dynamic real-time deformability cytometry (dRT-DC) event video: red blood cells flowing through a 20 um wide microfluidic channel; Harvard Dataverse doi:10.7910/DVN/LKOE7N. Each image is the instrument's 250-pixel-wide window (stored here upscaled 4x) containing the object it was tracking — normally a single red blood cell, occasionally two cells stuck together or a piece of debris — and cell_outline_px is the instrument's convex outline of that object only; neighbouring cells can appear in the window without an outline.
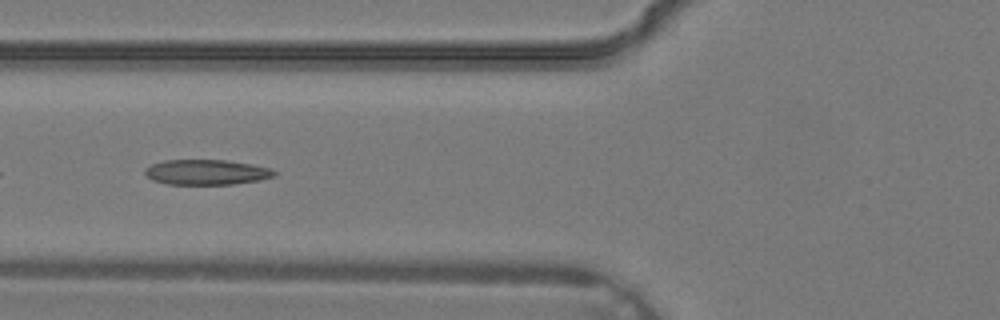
{"species": "common noctule bat (a hibernating species)", "species_latin": "Nyctalus noctula", "temperature_condition": "warm", "stored_images_in_passage": 4, "camera_frame_rate_fps": 3000, "um_per_image_px": 0.085, "animal": {"sex": "male", "body_mass_g": 19.2, "forearm_length_mm": 51.8}, "frame": {"image": 1, "passage_image": 4, "time_ms": 1.0, "image_size_px": [1000, 320], "cell_outline_px": [[276, 176], [260, 180], [232, 184], [168, 184], [152, 180], [144, 172], [144, 168], [152, 164], [164, 160], [224, 160], [252, 164], [268, 168], [276, 172]], "centroid_in_image_um": [17.54, 14.63], "position_along_channel_um": 108.3, "area_um2": 18.9}}